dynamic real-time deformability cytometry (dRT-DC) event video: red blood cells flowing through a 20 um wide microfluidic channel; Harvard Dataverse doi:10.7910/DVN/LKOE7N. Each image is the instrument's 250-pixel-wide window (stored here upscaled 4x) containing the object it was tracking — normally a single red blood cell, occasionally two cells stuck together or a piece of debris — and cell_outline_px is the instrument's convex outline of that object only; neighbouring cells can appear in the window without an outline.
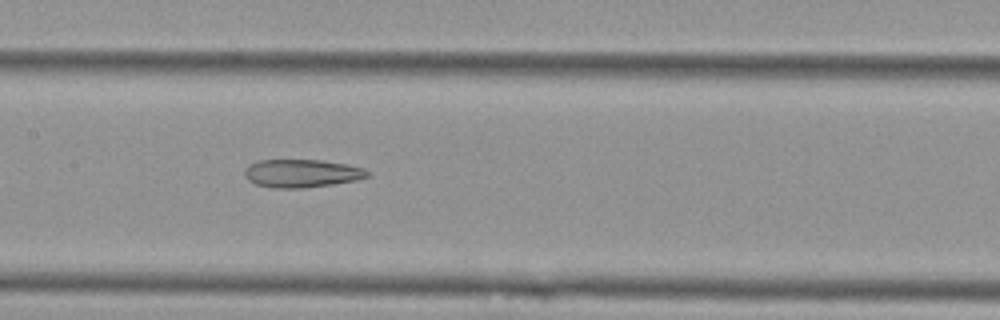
{"species": "Egyptian fruit bat (a non-hibernating species)", "species_latin": "Rousettus aegyptiacus", "temperature_condition": "cold", "stored_images_in_passage": 43, "camera_frame_rate_fps": 3000, "um_per_image_px": 0.085, "animal": {"sex": "female"}, "frame": {"image": 1, "passage_image": 13, "time_ms": 4.0, "image_size_px": [1000, 320], "cell_outline_px": [[368, 176], [356, 180], [332, 184], [304, 188], [272, 188], [256, 184], [248, 180], [244, 176], [244, 168], [248, 164], [260, 160], [320, 160], [348, 164], [364, 168], [368, 172]], "centroid_in_image_um": [25.61, 14.73], "position_along_channel_um": 181.8, "area_um2": 20.17}}
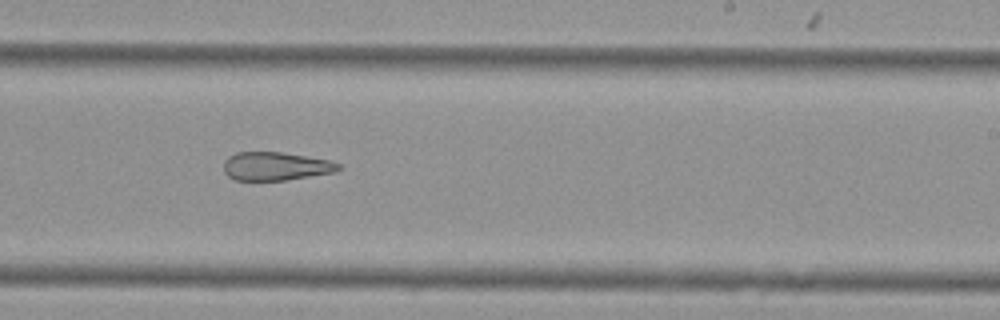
{"frame": {"image": 2, "passage_image": 20, "time_ms": 6.333, "image_size_px": [1000, 320], "cell_outline_px": [[344, 168], [336, 172], [284, 180], [236, 180], [228, 176], [224, 172], [224, 160], [228, 156], [236, 152], [280, 152], [332, 160], [340, 164]], "centroid_in_image_um": [23.47, 14.12], "position_along_channel_um": 265.5, "area_um2": 19.13}}
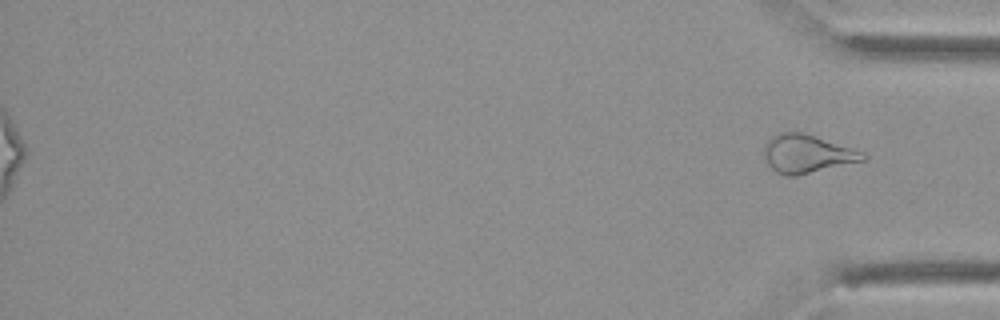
{"frame": {"image": 3, "passage_image": 43, "time_ms": 14.0, "image_size_px": [1000, 320], "cell_outline_px": [[868, 160], [796, 176], [788, 176], [776, 172], [768, 164], [764, 156], [764, 144], [772, 136], [780, 132], [800, 132], [816, 136], [864, 152], [868, 156]], "centroid_in_image_um": [68.63, 13.08], "position_along_channel_um": 366.6, "area_um2": 22.2}, "authors_computed_cell_mechanics": {"area_um2": 22.1952, "velocity_mm_per_s": 3.6206, "shape_relaxation_time_tau1_ms": null, "shape_relaxation_time_tau2_ms": 8.2945, "deformation_change_tau1": null, "deformation_change_tau2": 0.2197}}